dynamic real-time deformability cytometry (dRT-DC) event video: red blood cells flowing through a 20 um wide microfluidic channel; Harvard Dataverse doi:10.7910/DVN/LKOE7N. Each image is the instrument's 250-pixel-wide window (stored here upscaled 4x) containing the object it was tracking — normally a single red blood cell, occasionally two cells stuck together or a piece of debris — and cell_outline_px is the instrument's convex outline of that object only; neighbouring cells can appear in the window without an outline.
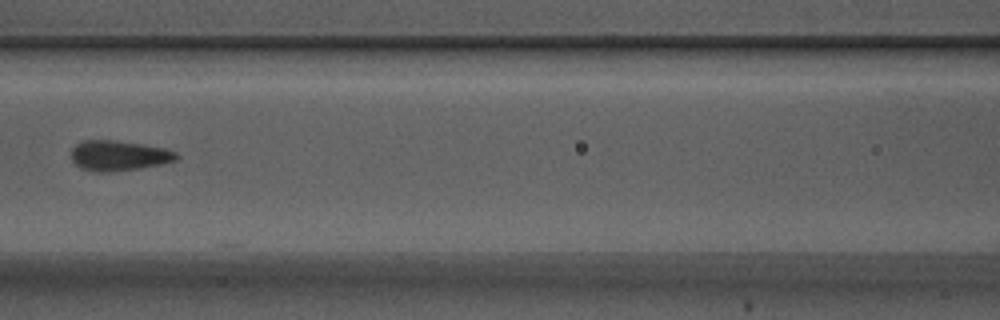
{"species": "Egyptian fruit bat (a non-hibernating species)", "species_latin": "Rousettus aegyptiacus", "temperature_condition": "warm", "stored_images_in_passage": 41, "camera_frame_rate_fps": 3000, "um_per_image_px": 0.085, "animal": {"sex": "male"}, "frame": {"image": 1, "passage_image": 15, "time_ms": 4.667, "image_size_px": [1000, 320], "cell_outline_px": [[180, 156], [176, 160], [160, 164], [140, 168], [108, 172], [96, 172], [80, 168], [72, 160], [72, 148], [76, 144], [84, 140], [116, 140], [144, 144], [164, 148], [176, 152]], "centroid_in_image_um": [10.09, 13.22], "position_along_channel_um": 156.5, "area_um2": 18.55}}
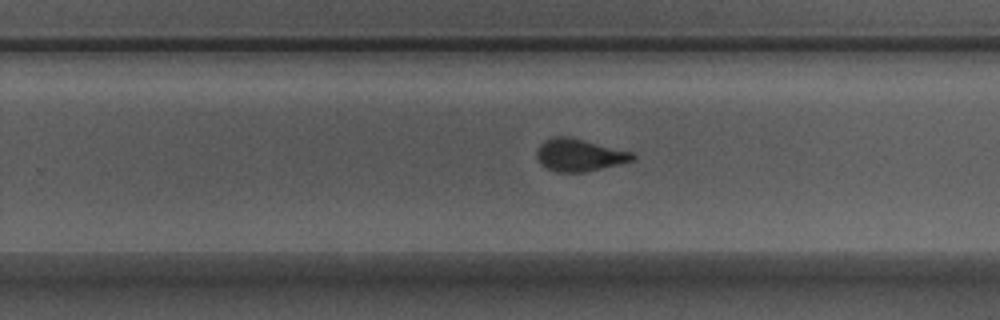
{"frame": {"image": 2, "passage_image": 25, "time_ms": 8.0, "image_size_px": [1000, 320], "cell_outline_px": [[636, 160], [584, 172], [556, 172], [540, 164], [536, 156], [536, 148], [544, 140], [552, 136], [568, 136], [632, 152], [636, 156]], "centroid_in_image_um": [49.21, 13.17], "position_along_channel_um": 280.6, "area_um2": 18.15}}
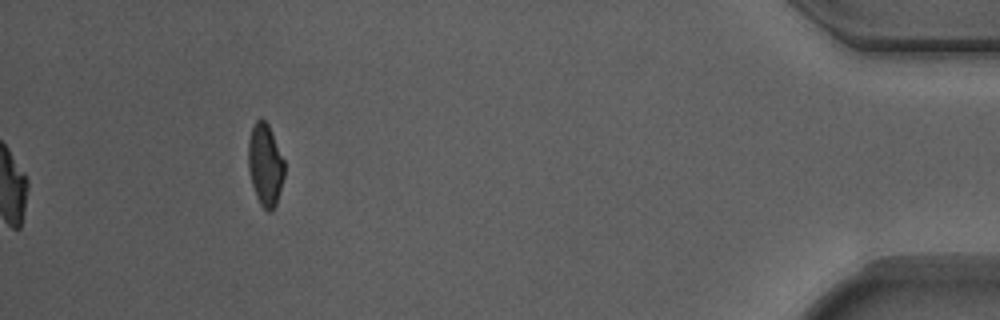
{"frame": {"image": 3, "passage_image": 41, "time_ms": 13.333, "image_size_px": [1000, 320], "cell_outline_px": [[284, 176], [276, 204], [272, 212], [268, 212], [260, 204], [256, 196], [252, 184], [248, 168], [248, 140], [252, 128], [256, 120], [260, 116], [268, 124], [284, 160]], "centroid_in_image_um": [22.53, 14.0], "position_along_channel_um": 412.7, "area_um2": 17.28}, "authors_computed_cell_mechanics": {"area_um2": 18.3226, "velocity_mm_per_s": 3.7102, "shape_relaxation_time_tau1_ms": 0.1715, "shape_relaxation_time_tau2_ms": null, "deformation_change_tau1": 0.2019, "deformation_change_tau2": null}}